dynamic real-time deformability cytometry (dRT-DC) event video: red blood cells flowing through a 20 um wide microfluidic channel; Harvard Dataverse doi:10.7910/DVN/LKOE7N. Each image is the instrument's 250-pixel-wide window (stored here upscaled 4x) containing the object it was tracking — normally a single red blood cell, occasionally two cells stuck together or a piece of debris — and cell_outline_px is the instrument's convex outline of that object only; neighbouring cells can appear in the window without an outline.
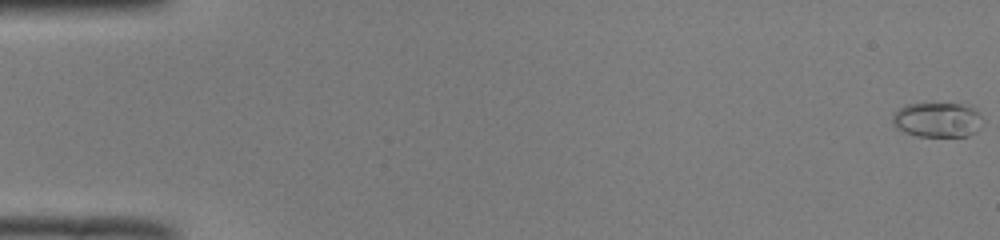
{"species": "common noctule bat (a hibernating species)", "species_latin": "Nyctalus noctula", "temperature_condition": "room temperature", "stored_images_in_passage": 52, "camera_frame_rate_fps": 3000, "um_per_image_px": 0.085, "animal": {"sex": "male", "body_mass_g": 19.0, "forearm_length_mm": 50.8}, "frame": {"image": 1, "passage_image": 1, "time_ms": 0.0, "image_size_px": [1000, 240], "cell_outline_px": [[984, 120], [980, 128], [976, 132], [968, 136], [916, 136], [904, 132], [896, 128], [892, 120], [892, 116], [904, 104], [960, 104], [972, 108], [980, 112], [984, 116]], "centroid_in_image_um": [79.72, 10.19], "position_along_channel_um": 5.3, "area_um2": 18.44}}
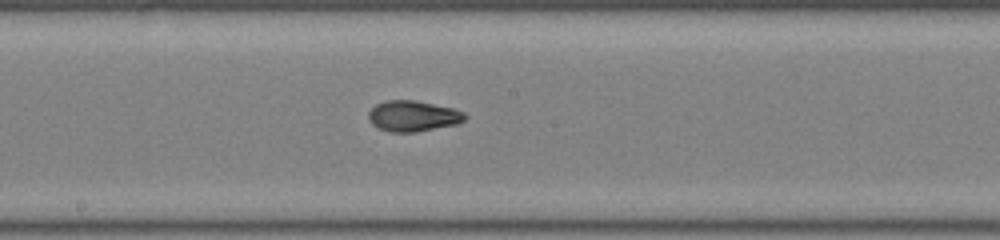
{"frame": {"image": 2, "passage_image": 29, "time_ms": 9.333, "image_size_px": [1000, 240], "cell_outline_px": [[468, 116], [464, 120], [456, 124], [416, 132], [388, 132], [372, 124], [368, 120], [368, 112], [376, 104], [384, 100], [416, 100], [452, 108], [464, 112]], "centroid_in_image_um": [35.08, 9.86], "position_along_channel_um": 213.1, "area_um2": 17.34}}
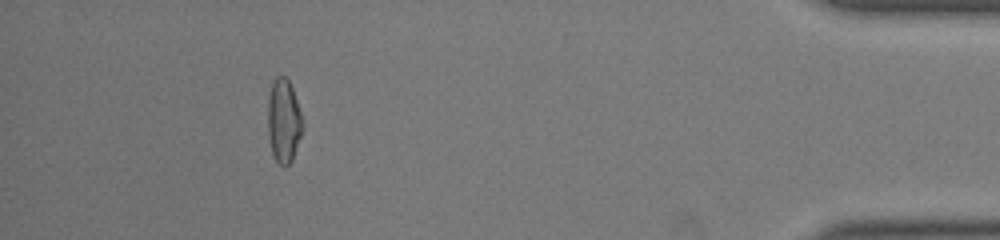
{"frame": {"image": 3, "passage_image": 48, "time_ms": 15.667, "image_size_px": [1000, 240], "cell_outline_px": [[304, 128], [292, 160], [284, 168], [276, 160], [272, 152], [268, 132], [268, 100], [272, 84], [276, 76], [284, 76], [288, 80], [292, 88], [304, 120]], "centroid_in_image_um": [24.14, 10.29], "position_along_channel_um": 411.1, "area_um2": 16.99}, "authors_computed_cell_mechanics": {"area_um2": 16.9643, "velocity_mm_per_s": 3.9997, "shape_relaxation_time_tau1_ms": 7.8056, "shape_relaxation_time_tau2_ms": 1.4238, "deformation_change_tau1": 0.2286, "deformation_change_tau2": 0.0611}}